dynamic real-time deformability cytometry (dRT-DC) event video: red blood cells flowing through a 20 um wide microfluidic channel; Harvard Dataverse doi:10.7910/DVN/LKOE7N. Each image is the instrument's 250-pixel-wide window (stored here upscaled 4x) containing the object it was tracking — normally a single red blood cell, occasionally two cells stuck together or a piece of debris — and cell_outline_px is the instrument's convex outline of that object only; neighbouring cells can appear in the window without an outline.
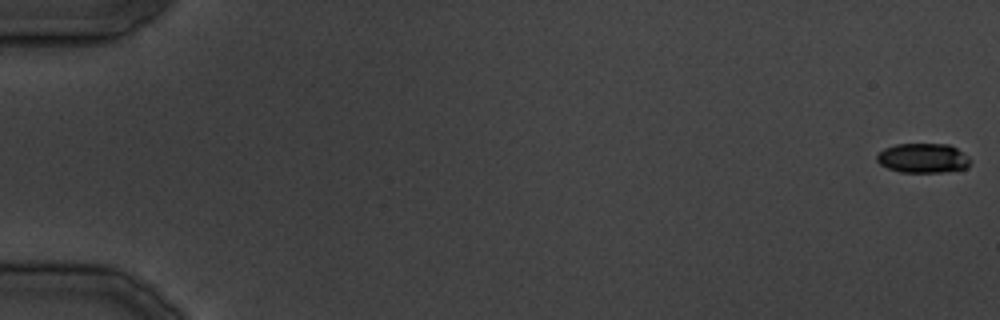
{"species": "common noctule bat (a hibernating species)", "species_latin": "Nyctalus noctula", "temperature_condition": "cold", "stored_images_in_passage": 9, "camera_frame_rate_fps": 3000, "um_per_image_px": 0.085, "animal": {"sex": "male", "body_mass_g": 19.5, "forearm_length_mm": 54.6}, "frame": {"image": 1, "passage_image": 1, "time_ms": 0.0, "image_size_px": [1000, 320], "cell_outline_px": [[972, 160], [968, 168], [944, 172], [900, 172], [888, 168], [880, 164], [876, 160], [876, 156], [884, 148], [896, 144], [948, 144], [956, 148], [968, 156]], "centroid_in_image_um": [78.47, 13.44], "position_along_channel_um": 6.5, "area_um2": 16.18}}